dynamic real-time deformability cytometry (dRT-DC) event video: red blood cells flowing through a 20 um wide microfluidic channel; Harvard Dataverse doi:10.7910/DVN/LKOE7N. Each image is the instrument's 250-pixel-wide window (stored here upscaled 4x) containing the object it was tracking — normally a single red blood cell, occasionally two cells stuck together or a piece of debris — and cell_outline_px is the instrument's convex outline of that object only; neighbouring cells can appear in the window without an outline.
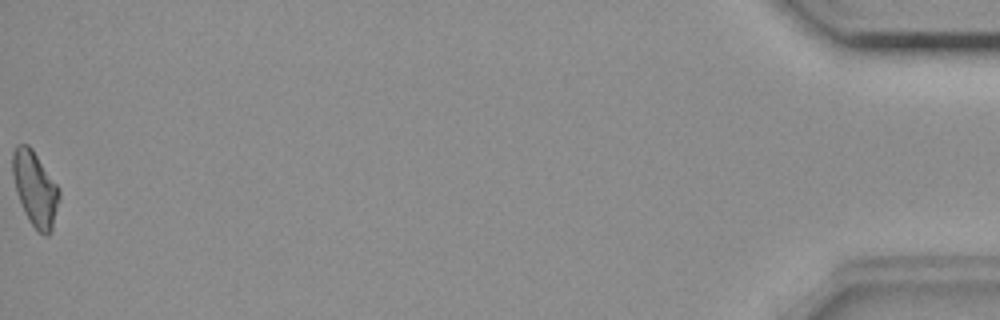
{"species": "common noctule bat (a hibernating species)", "species_latin": "Nyctalus noctula", "temperature_condition": "room temperature", "stored_images_in_passage": 55, "camera_frame_rate_fps": 3000, "um_per_image_px": 0.085, "animal": {"sex": "female", "body_mass_g": 18.4}, "frame": {"image": 1, "passage_image": 55, "time_ms": 18.0, "image_size_px": [1000, 320], "cell_outline_px": [[60, 196], [52, 228], [48, 236], [44, 236], [32, 224], [24, 212], [16, 192], [12, 172], [12, 152], [16, 144], [28, 144], [32, 148], [60, 188]], "centroid_in_image_um": [2.98, 16.0], "position_along_channel_um": 432.2, "area_um2": 20.29}, "authors_computed_cell_mechanics": {"area_um2": 20.2878, "velocity_mm_per_s": 3.665, "shape_relaxation_time_tau1_ms": null, "shape_relaxation_time_tau2_ms": 4.861, "deformation_change_tau1": null, "deformation_change_tau2": 0.1167}}